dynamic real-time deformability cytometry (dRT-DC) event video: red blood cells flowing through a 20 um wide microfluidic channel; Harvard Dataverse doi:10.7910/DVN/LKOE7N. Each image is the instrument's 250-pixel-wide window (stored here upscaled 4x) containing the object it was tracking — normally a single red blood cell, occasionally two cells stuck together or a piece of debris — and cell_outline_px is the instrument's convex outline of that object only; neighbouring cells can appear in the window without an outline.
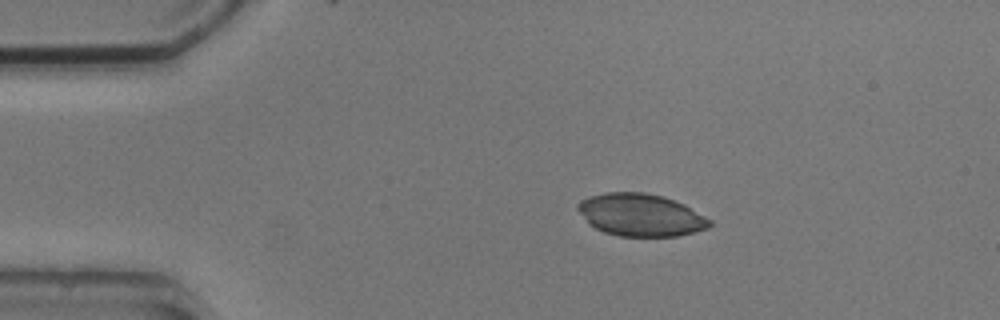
{"species": "common noctule bat (a hibernating species)", "species_latin": "Nyctalus noctula", "temperature_condition": "cold", "stored_images_in_passage": 7, "camera_frame_rate_fps": 3000, "um_per_image_px": 0.085, "animal": {"sex": "male", "body_mass_g": 20.5, "forearm_length_mm": 52.5}, "frame": {"image": 1, "passage_image": 1, "time_ms": 0.0, "image_size_px": [1000, 320], "cell_outline_px": [[712, 224], [708, 228], [676, 236], [620, 236], [604, 232], [588, 224], [576, 208], [576, 204], [580, 200], [588, 196], [604, 192], [644, 192], [660, 196], [684, 204], [712, 220]], "centroid_in_image_um": [54.42, 18.26], "position_along_channel_um": 30.6, "area_um2": 32.6}}